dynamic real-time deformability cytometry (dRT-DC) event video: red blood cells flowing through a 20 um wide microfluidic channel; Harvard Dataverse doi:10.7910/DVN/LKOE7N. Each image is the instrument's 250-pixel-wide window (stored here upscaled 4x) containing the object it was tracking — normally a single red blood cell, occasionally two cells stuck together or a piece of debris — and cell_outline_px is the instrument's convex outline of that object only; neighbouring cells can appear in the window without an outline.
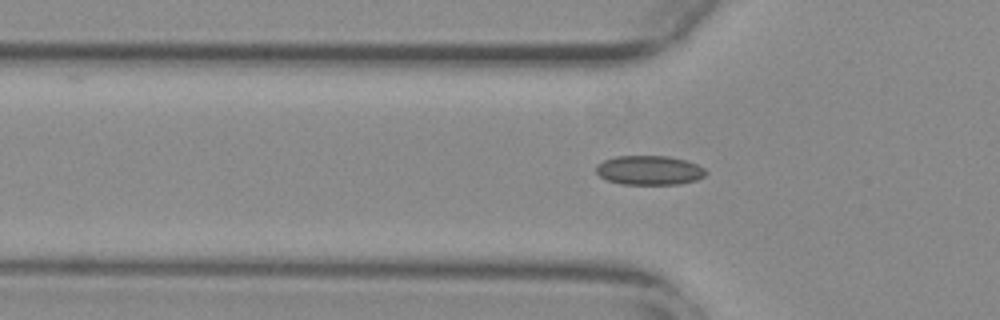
{"species": "common noctule bat (a hibernating species)", "species_latin": "Nyctalus noctula", "temperature_condition": "warm", "stored_images_in_passage": 54, "camera_frame_rate_fps": 3000, "um_per_image_px": 0.085, "animal": {"sex": "female", "body_mass_g": 29.2, "forearm_length_mm": 56.3}, "frame": {"image": 1, "passage_image": 17, "time_ms": 5.333, "image_size_px": [1000, 320], "cell_outline_px": [[708, 172], [704, 176], [696, 180], [680, 184], [620, 184], [608, 180], [600, 176], [596, 172], [596, 164], [604, 160], [616, 156], [668, 156], [684, 160], [696, 164], [704, 168]], "centroid_in_image_um": [55.18, 14.47], "position_along_channel_um": 70.6, "area_um2": 18.73}}
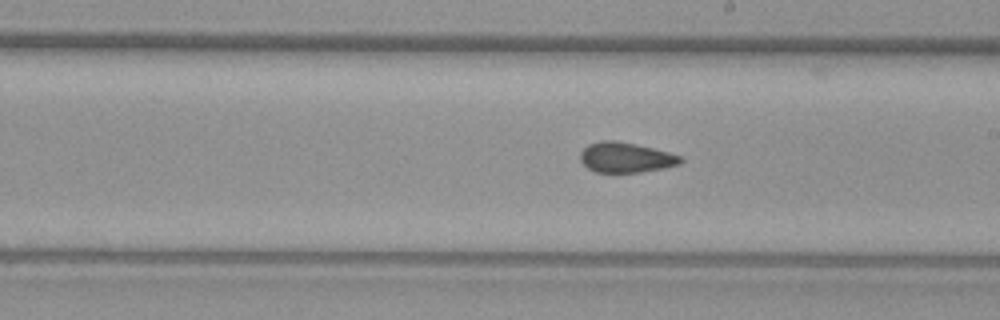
{"frame": {"image": 2, "passage_image": 30, "time_ms": 9.667, "image_size_px": [1000, 320], "cell_outline_px": [[684, 160], [680, 164], [664, 168], [640, 172], [596, 172], [588, 168], [580, 160], [580, 152], [588, 144], [600, 140], [616, 140], [636, 144], [668, 152], [680, 156]], "centroid_in_image_um": [53.18, 13.38], "position_along_channel_um": 235.8, "area_um2": 17.63}}
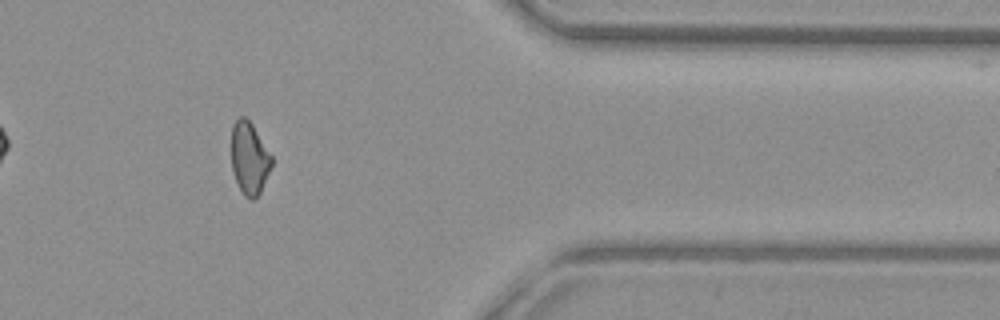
{"frame": {"image": 3, "passage_image": 44, "time_ms": 14.333, "image_size_px": [1000, 320], "cell_outline_px": [[272, 164], [260, 192], [252, 200], [244, 196], [232, 172], [232, 128], [236, 120], [240, 116], [244, 116], [252, 124], [272, 156]], "centroid_in_image_um": [21.19, 13.44], "position_along_channel_um": 390.2, "area_um2": 16.65}, "authors_computed_cell_mechanics": {"area_um2": 17.8024, "velocity_mm_per_s": 3.8018, "shape_relaxation_time_tau1_ms": null, "shape_relaxation_time_tau2_ms": 1.733, "deformation_change_tau1": null, "deformation_change_tau2": 0.0618}}